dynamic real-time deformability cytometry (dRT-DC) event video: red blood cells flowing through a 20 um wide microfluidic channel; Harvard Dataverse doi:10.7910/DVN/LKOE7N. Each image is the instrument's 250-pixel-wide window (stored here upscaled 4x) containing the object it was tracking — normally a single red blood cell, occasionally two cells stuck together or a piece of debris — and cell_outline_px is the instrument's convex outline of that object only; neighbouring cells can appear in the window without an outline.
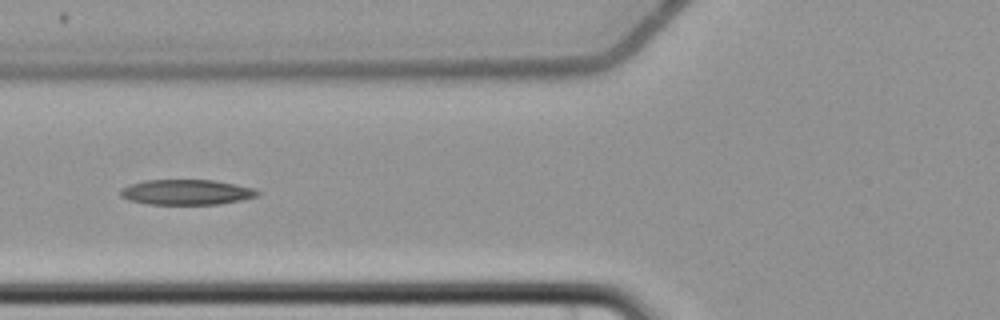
{"species": "common noctule bat (a hibernating species)", "species_latin": "Nyctalus noctula", "temperature_condition": "cold", "stored_images_in_passage": 9, "camera_frame_rate_fps": 3000, "um_per_image_px": 0.085, "animal": {"sex": "female", "body_mass_g": 22.7, "forearm_length_mm": 54.2}, "frame": {"image": 1, "passage_image": 7, "time_ms": 8.0, "image_size_px": [1000, 320], "cell_outline_px": [[260, 192], [256, 196], [240, 200], [216, 204], [148, 204], [128, 200], [120, 196], [120, 188], [128, 184], [144, 180], [212, 180], [252, 188]], "centroid_in_image_um": [15.75, 16.33], "position_along_channel_um": 110.1, "area_um2": 20.0}}
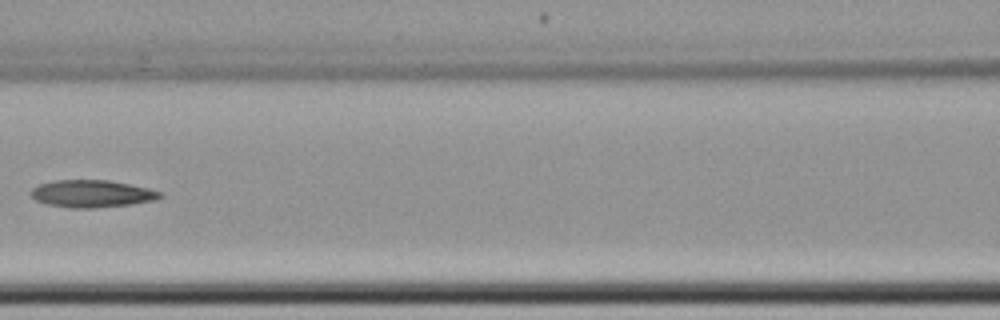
{"frame": {"image": 2, "passage_image": 8, "time_ms": 9.333, "image_size_px": [1000, 320], "cell_outline_px": [[164, 196], [152, 200], [132, 204], [92, 208], [72, 208], [48, 204], [36, 200], [28, 192], [32, 188], [40, 184], [52, 180], [108, 180], [148, 188], [164, 192]], "centroid_in_image_um": [7.8, 16.46], "position_along_channel_um": 158.8, "area_um2": 20.52}}
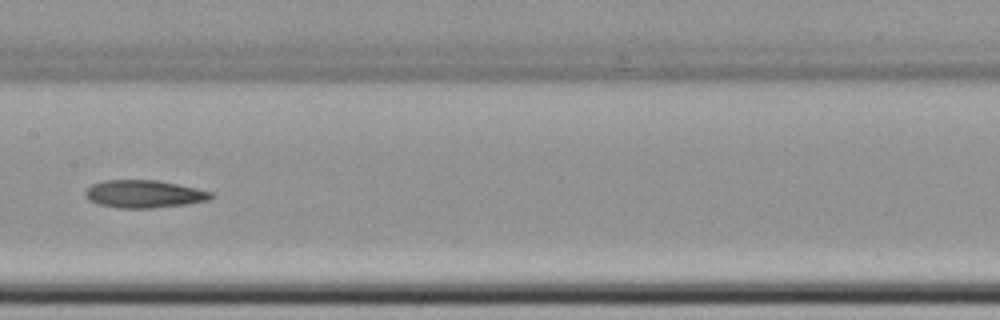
{"frame": {"image": 3, "passage_image": 9, "time_ms": 10.333, "image_size_px": [1000, 320], "cell_outline_px": [[216, 196], [208, 200], [184, 204], [152, 208], [120, 208], [100, 204], [88, 200], [84, 196], [84, 192], [92, 184], [104, 180], [156, 180], [196, 188], [212, 192]], "centroid_in_image_um": [12.23, 16.48], "position_along_channel_um": 195.2, "area_um2": 20.17}}